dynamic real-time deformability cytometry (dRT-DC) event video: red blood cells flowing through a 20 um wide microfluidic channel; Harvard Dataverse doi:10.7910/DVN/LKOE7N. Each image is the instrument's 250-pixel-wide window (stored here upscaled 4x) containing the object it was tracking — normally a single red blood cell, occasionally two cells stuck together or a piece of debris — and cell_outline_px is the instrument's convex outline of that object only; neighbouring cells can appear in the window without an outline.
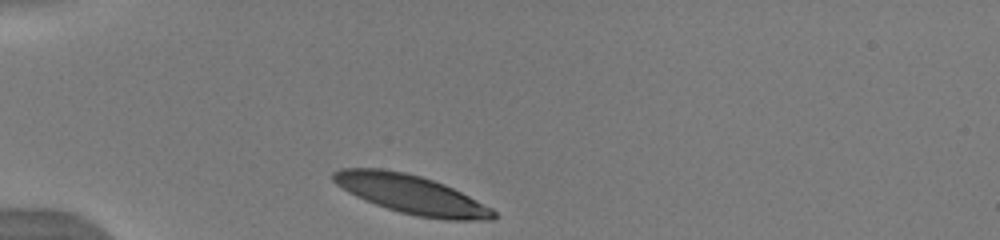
{"species": "human", "species_latin": "Homo sapiens", "temperature_condition": "warm", "stored_images_in_passage": 32, "camera_frame_rate_fps": 3000, "um_per_image_px": 0.085, "donor": {"sex": "male"}, "frame": {"image": 1, "passage_image": 1, "time_ms": 0.0, "image_size_px": [1000, 240], "cell_outline_px": [[496, 216], [492, 220], [448, 220], [416, 216], [400, 212], [364, 200], [348, 192], [336, 184], [332, 180], [332, 172], [340, 168], [380, 168], [404, 172], [420, 176], [444, 184], [492, 208], [496, 212]], "centroid_in_image_um": [34.93, 16.52], "position_along_channel_um": 50.1, "area_um2": 35.95}}
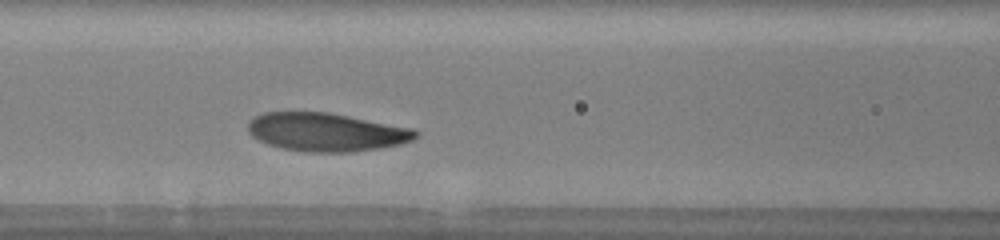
{"frame": {"image": 2, "passage_image": 10, "time_ms": 3.0, "image_size_px": [1000, 240], "cell_outline_px": [[420, 132], [412, 140], [400, 144], [380, 148], [352, 152], [304, 152], [284, 148], [268, 144], [252, 136], [248, 132], [248, 120], [264, 112], [328, 112], [412, 128]], "centroid_in_image_um": [27.72, 11.23], "position_along_channel_um": 138.9, "area_um2": 37.4}}
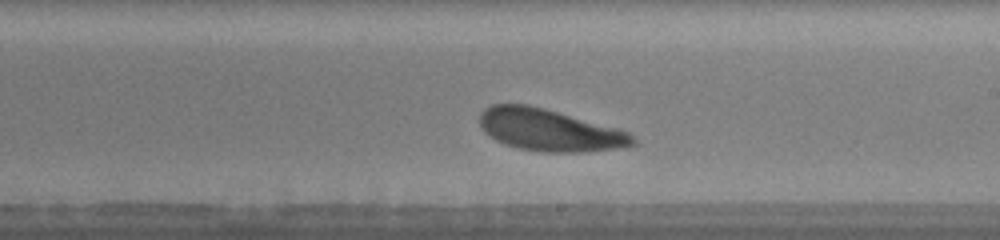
{"frame": {"image": 3, "passage_image": 18, "time_ms": 5.667, "image_size_px": [1000, 240], "cell_outline_px": [[636, 144], [616, 148], [584, 152], [544, 152], [520, 148], [504, 144], [488, 136], [480, 128], [480, 112], [484, 108], [492, 104], [528, 104], [544, 108], [620, 128], [628, 132], [636, 140]], "centroid_in_image_um": [46.68, 11.04], "position_along_channel_um": 242.3, "area_um2": 37.63}, "authors_computed_cell_mechanics": {"area_um2": 37.8301, "velocity_mm_per_s": 3.8855, "shape_relaxation_time_tau1_ms": 0.8456, "shape_relaxation_time_tau2_ms": null, "deformation_change_tau1": 0.0866, "deformation_change_tau2": null}}